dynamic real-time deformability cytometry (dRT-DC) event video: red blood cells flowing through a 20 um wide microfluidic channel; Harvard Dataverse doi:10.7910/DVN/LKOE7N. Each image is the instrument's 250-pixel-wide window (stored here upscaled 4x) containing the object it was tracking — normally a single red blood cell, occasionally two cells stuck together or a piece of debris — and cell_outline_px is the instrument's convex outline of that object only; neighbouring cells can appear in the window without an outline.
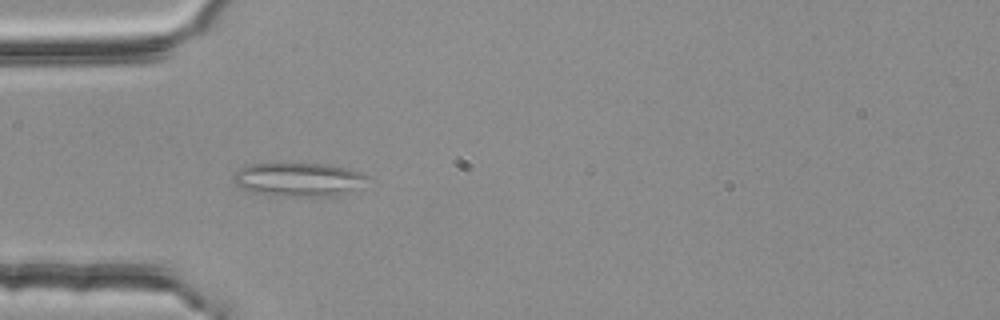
{"species": "common noctule bat (a hibernating species)", "species_latin": "Nyctalus noctula", "temperature_condition": "room temperature", "stored_images_in_passage": 4, "camera_frame_rate_fps": 3000, "um_per_image_px": 0.085, "animal": {"sex": "female", "body_mass_g": 25.1}, "frame": {"image": 1, "passage_image": 3, "time_ms": 0.667, "image_size_px": [1000, 320], "cell_outline_px": [[368, 176], [352, 188], [336, 196], [284, 196], [252, 192], [236, 184], [232, 180], [232, 176], [240, 168], [248, 164], [328, 164], [348, 168], [360, 172]], "centroid_in_image_um": [25.29, 15.24], "position_along_channel_um": 59.7, "area_um2": 25.61}}
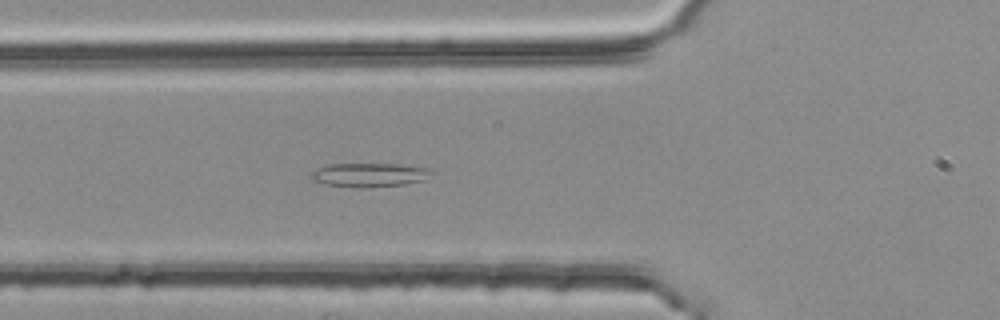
{"frame": {"image": 2, "passage_image": 4, "time_ms": 1.0, "image_size_px": [1000, 320], "cell_outline_px": [[432, 172], [424, 180], [404, 184], [364, 188], [360, 188], [328, 184], [312, 180], [312, 172], [316, 168], [328, 164], [400, 164], [432, 168]], "centroid_in_image_um": [31.42, 14.85], "position_along_channel_um": 94.4, "area_um2": 16.7}}